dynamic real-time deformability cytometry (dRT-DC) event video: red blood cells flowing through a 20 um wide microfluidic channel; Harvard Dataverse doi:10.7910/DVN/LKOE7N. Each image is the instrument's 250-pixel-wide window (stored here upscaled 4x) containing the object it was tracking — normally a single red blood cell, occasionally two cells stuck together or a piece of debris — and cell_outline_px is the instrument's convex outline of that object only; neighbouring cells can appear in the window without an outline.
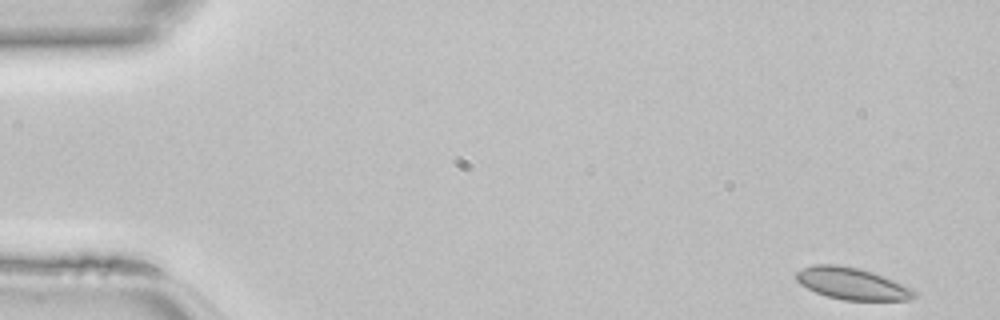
{"species": "common noctule bat (a hibernating species)", "species_latin": "Nyctalus noctula", "temperature_condition": "room temperature", "stored_images_in_passage": 45, "camera_frame_rate_fps": 3000, "um_per_image_px": 0.085, "animal": {"sex": "female", "body_mass_g": 22.7, "forearm_length_mm": 54.2}, "frame": {"image": 1, "passage_image": 1, "time_ms": 0.0, "image_size_px": [1000, 320], "cell_outline_px": [[920, 296], [912, 300], [844, 300], [828, 296], [816, 292], [800, 284], [796, 280], [796, 272], [804, 268], [816, 264], [836, 264], [860, 268], [884, 276], [904, 284], [912, 288]], "centroid_in_image_um": [72.49, 24.11], "position_along_channel_um": 12.5, "area_um2": 22.02}}
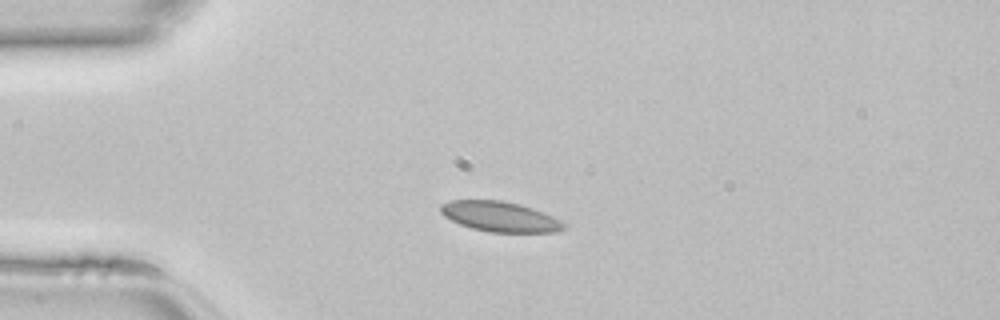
{"frame": {"image": 2, "passage_image": 10, "time_ms": 3.0, "image_size_px": [1000, 320], "cell_outline_px": [[564, 228], [556, 232], [488, 232], [472, 228], [460, 224], [444, 216], [440, 212], [440, 204], [452, 200], [500, 200], [520, 204], [544, 212], [560, 220], [564, 224]], "centroid_in_image_um": [42.47, 18.41], "position_along_channel_um": 42.5, "area_um2": 21.56}}
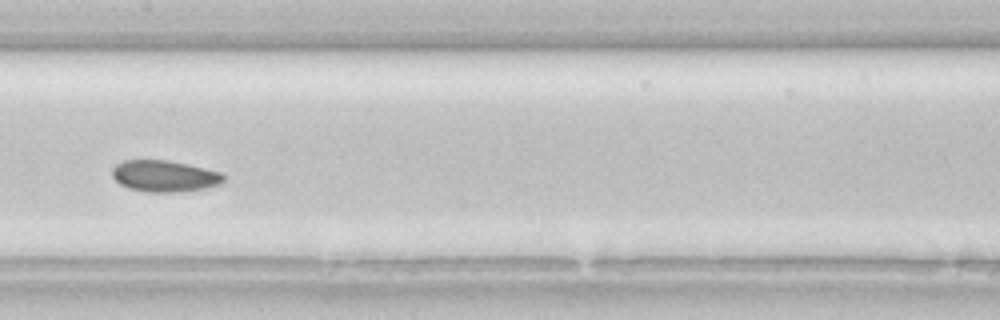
{"frame": {"image": 3, "passage_image": 22, "time_ms": 7.0, "image_size_px": [1000, 320], "cell_outline_px": [[224, 184], [204, 188], [180, 192], [148, 192], [128, 188], [120, 184], [112, 176], [112, 168], [116, 164], [124, 160], [168, 160], [204, 168], [220, 172], [224, 176]], "centroid_in_image_um": [13.98, 14.97], "position_along_channel_um": 193.4, "area_um2": 20.46}}